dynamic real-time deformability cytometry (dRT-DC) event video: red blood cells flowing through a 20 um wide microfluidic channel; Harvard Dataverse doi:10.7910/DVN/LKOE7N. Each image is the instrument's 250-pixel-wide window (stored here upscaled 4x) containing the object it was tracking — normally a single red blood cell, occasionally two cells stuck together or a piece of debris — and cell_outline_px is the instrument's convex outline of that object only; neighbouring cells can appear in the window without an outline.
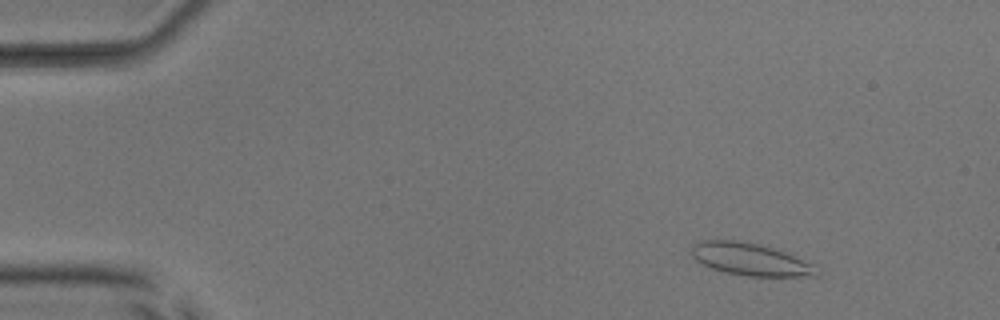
{"species": "common noctule bat (a hibernating species)", "species_latin": "Nyctalus noctula", "temperature_condition": "room temperature", "stored_images_in_passage": 52, "camera_frame_rate_fps": 3000, "um_per_image_px": 0.085, "animal": {"sex": "male", "body_mass_g": 17.9, "forearm_length_mm": 54.2}, "frame": {"image": 1, "passage_image": 7, "time_ms": 2.0, "image_size_px": [1000, 320], "cell_outline_px": [[820, 276], [748, 276], [724, 272], [712, 268], [696, 260], [692, 256], [692, 244], [700, 240], [736, 240], [756, 244], [772, 248], [812, 264]], "centroid_in_image_um": [63.71, 22.04], "position_along_channel_um": 21.3, "area_um2": 23.06}}
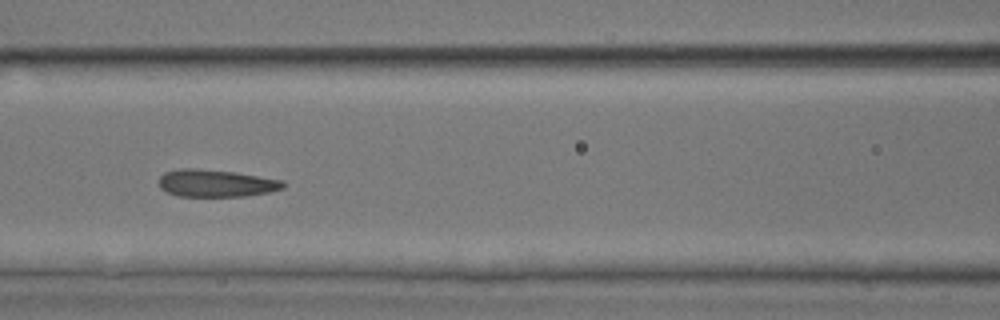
{"frame": {"image": 2, "passage_image": 24, "time_ms": 7.667, "image_size_px": [1000, 320], "cell_outline_px": [[284, 188], [268, 192], [244, 196], [176, 196], [160, 188], [160, 176], [164, 172], [180, 168], [196, 168], [236, 172], [284, 180]], "centroid_in_image_um": [18.36, 15.56], "position_along_channel_um": 148.2, "area_um2": 19.83}}
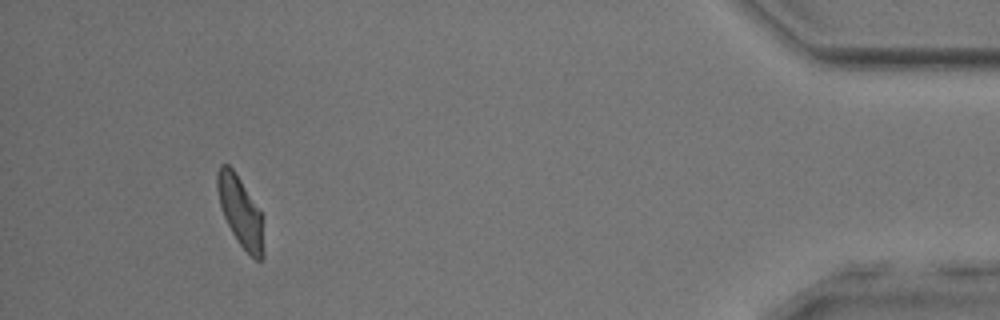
{"frame": {"image": 3, "passage_image": 49, "time_ms": 16.0, "image_size_px": [1000, 320], "cell_outline_px": [[264, 256], [260, 260], [256, 260], [240, 244], [232, 232], [224, 216], [220, 204], [216, 188], [216, 172], [220, 164], [228, 164], [232, 168], [240, 180], [260, 212], [264, 252]], "centroid_in_image_um": [20.4, 17.96], "position_along_channel_um": 414.8, "area_um2": 18.32}, "authors_computed_cell_mechanics": {"area_um2": 20.0855, "velocity_mm_per_s": 3.9666, "shape_relaxation_time_tau1_ms": 5.5702, "shape_relaxation_time_tau2_ms": 1.602, "deformation_change_tau1": 0.1786, "deformation_change_tau2": 0.0953}}